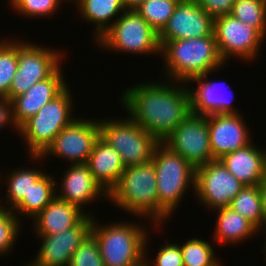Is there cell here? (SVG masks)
Listing matches in <instances>:
<instances>
[{
	"instance_id": "6da1fadb",
	"label": "cell",
	"mask_w": 266,
	"mask_h": 266,
	"mask_svg": "<svg viewBox=\"0 0 266 266\" xmlns=\"http://www.w3.org/2000/svg\"><path fill=\"white\" fill-rule=\"evenodd\" d=\"M164 82L134 84L119 98L127 116L159 142H163L191 114L188 84L171 79Z\"/></svg>"
},
{
	"instance_id": "7a4b0ae2",
	"label": "cell",
	"mask_w": 266,
	"mask_h": 266,
	"mask_svg": "<svg viewBox=\"0 0 266 266\" xmlns=\"http://www.w3.org/2000/svg\"><path fill=\"white\" fill-rule=\"evenodd\" d=\"M108 200L131 216L152 220L156 225L154 229H159L158 226L170 218L158 203L157 177L152 160L125 168L119 182L108 194Z\"/></svg>"
},
{
	"instance_id": "3957f363",
	"label": "cell",
	"mask_w": 266,
	"mask_h": 266,
	"mask_svg": "<svg viewBox=\"0 0 266 266\" xmlns=\"http://www.w3.org/2000/svg\"><path fill=\"white\" fill-rule=\"evenodd\" d=\"M166 79L188 83L192 78L223 67L214 33L210 36L166 41L161 46ZM220 68V69H219Z\"/></svg>"
},
{
	"instance_id": "277c9868",
	"label": "cell",
	"mask_w": 266,
	"mask_h": 266,
	"mask_svg": "<svg viewBox=\"0 0 266 266\" xmlns=\"http://www.w3.org/2000/svg\"><path fill=\"white\" fill-rule=\"evenodd\" d=\"M99 223L94 217L91 234L97 240L104 266H144L149 235L144 224L117 221L103 226Z\"/></svg>"
},
{
	"instance_id": "5b68a950",
	"label": "cell",
	"mask_w": 266,
	"mask_h": 266,
	"mask_svg": "<svg viewBox=\"0 0 266 266\" xmlns=\"http://www.w3.org/2000/svg\"><path fill=\"white\" fill-rule=\"evenodd\" d=\"M152 162L157 177L158 203L172 217L189 187L195 190L196 169L163 142L156 145Z\"/></svg>"
},
{
	"instance_id": "8992f818",
	"label": "cell",
	"mask_w": 266,
	"mask_h": 266,
	"mask_svg": "<svg viewBox=\"0 0 266 266\" xmlns=\"http://www.w3.org/2000/svg\"><path fill=\"white\" fill-rule=\"evenodd\" d=\"M72 108L73 95L68 85L19 128V136L26 142L29 156H41L56 135L75 119Z\"/></svg>"
},
{
	"instance_id": "52a82bcc",
	"label": "cell",
	"mask_w": 266,
	"mask_h": 266,
	"mask_svg": "<svg viewBox=\"0 0 266 266\" xmlns=\"http://www.w3.org/2000/svg\"><path fill=\"white\" fill-rule=\"evenodd\" d=\"M99 48L137 55H159V34L135 10L123 14L98 38Z\"/></svg>"
},
{
	"instance_id": "ba28073f",
	"label": "cell",
	"mask_w": 266,
	"mask_h": 266,
	"mask_svg": "<svg viewBox=\"0 0 266 266\" xmlns=\"http://www.w3.org/2000/svg\"><path fill=\"white\" fill-rule=\"evenodd\" d=\"M99 124L100 137L119 153L125 168L152 160L159 141L130 117L101 118Z\"/></svg>"
},
{
	"instance_id": "9c48e42d",
	"label": "cell",
	"mask_w": 266,
	"mask_h": 266,
	"mask_svg": "<svg viewBox=\"0 0 266 266\" xmlns=\"http://www.w3.org/2000/svg\"><path fill=\"white\" fill-rule=\"evenodd\" d=\"M61 52V53H60ZM62 51H57L18 40V68L12 80L8 99L24 94L37 82L49 78L63 61Z\"/></svg>"
},
{
	"instance_id": "30bf717a",
	"label": "cell",
	"mask_w": 266,
	"mask_h": 266,
	"mask_svg": "<svg viewBox=\"0 0 266 266\" xmlns=\"http://www.w3.org/2000/svg\"><path fill=\"white\" fill-rule=\"evenodd\" d=\"M217 47L222 60L228 62L231 56L235 59L250 62L256 59L266 37L256 28L247 25L231 14L214 18V29ZM230 57V58H229Z\"/></svg>"
},
{
	"instance_id": "8fae6325",
	"label": "cell",
	"mask_w": 266,
	"mask_h": 266,
	"mask_svg": "<svg viewBox=\"0 0 266 266\" xmlns=\"http://www.w3.org/2000/svg\"><path fill=\"white\" fill-rule=\"evenodd\" d=\"M93 120V121H92ZM100 137L99 119L76 118L63 128L52 144L41 156H31V160L41 161L44 157L56 156L67 163H87L96 140Z\"/></svg>"
},
{
	"instance_id": "7c38bea8",
	"label": "cell",
	"mask_w": 266,
	"mask_h": 266,
	"mask_svg": "<svg viewBox=\"0 0 266 266\" xmlns=\"http://www.w3.org/2000/svg\"><path fill=\"white\" fill-rule=\"evenodd\" d=\"M195 169L214 161L210 148L207 116L191 114L163 140Z\"/></svg>"
},
{
	"instance_id": "4fadbf2b",
	"label": "cell",
	"mask_w": 266,
	"mask_h": 266,
	"mask_svg": "<svg viewBox=\"0 0 266 266\" xmlns=\"http://www.w3.org/2000/svg\"><path fill=\"white\" fill-rule=\"evenodd\" d=\"M244 186L219 160H214L196 169L193 192L199 203L213 211L230 206Z\"/></svg>"
},
{
	"instance_id": "5bb4252c",
	"label": "cell",
	"mask_w": 266,
	"mask_h": 266,
	"mask_svg": "<svg viewBox=\"0 0 266 266\" xmlns=\"http://www.w3.org/2000/svg\"><path fill=\"white\" fill-rule=\"evenodd\" d=\"M93 215H86L75 227L59 234L37 235L41 247L34 260L25 266H69L74 251L91 233Z\"/></svg>"
},
{
	"instance_id": "9a60e30c",
	"label": "cell",
	"mask_w": 266,
	"mask_h": 266,
	"mask_svg": "<svg viewBox=\"0 0 266 266\" xmlns=\"http://www.w3.org/2000/svg\"><path fill=\"white\" fill-rule=\"evenodd\" d=\"M214 18L195 0H180L167 25L159 33V43L177 39H191L213 34Z\"/></svg>"
},
{
	"instance_id": "2e32d148",
	"label": "cell",
	"mask_w": 266,
	"mask_h": 266,
	"mask_svg": "<svg viewBox=\"0 0 266 266\" xmlns=\"http://www.w3.org/2000/svg\"><path fill=\"white\" fill-rule=\"evenodd\" d=\"M208 131L213 158L219 160L225 154L249 145L253 139L245 119L238 114H209ZM250 133V134H249Z\"/></svg>"
},
{
	"instance_id": "e0dca14e",
	"label": "cell",
	"mask_w": 266,
	"mask_h": 266,
	"mask_svg": "<svg viewBox=\"0 0 266 266\" xmlns=\"http://www.w3.org/2000/svg\"><path fill=\"white\" fill-rule=\"evenodd\" d=\"M62 177L59 187L56 186V189L60 188L56 197L79 207L86 214L91 215L83 210L86 204L104 197L108 200V193L95 180L86 163L69 164Z\"/></svg>"
},
{
	"instance_id": "ac0fdd59",
	"label": "cell",
	"mask_w": 266,
	"mask_h": 266,
	"mask_svg": "<svg viewBox=\"0 0 266 266\" xmlns=\"http://www.w3.org/2000/svg\"><path fill=\"white\" fill-rule=\"evenodd\" d=\"M61 67L49 78L37 82L24 94L11 100L13 120L18 129L68 86Z\"/></svg>"
},
{
	"instance_id": "d6986e66",
	"label": "cell",
	"mask_w": 266,
	"mask_h": 266,
	"mask_svg": "<svg viewBox=\"0 0 266 266\" xmlns=\"http://www.w3.org/2000/svg\"><path fill=\"white\" fill-rule=\"evenodd\" d=\"M211 74H213V71L202 76L194 77L187 83H197L196 88L188 87L191 99V112L204 116L209 114H238L239 109L237 110L232 104V101L235 100L233 94V100H231V97H228L229 95L227 96L228 92L225 91V85L227 83L222 81L217 83L216 81L207 80V77ZM221 85L224 87V91L227 92L226 94L223 92Z\"/></svg>"
},
{
	"instance_id": "ffe728a7",
	"label": "cell",
	"mask_w": 266,
	"mask_h": 266,
	"mask_svg": "<svg viewBox=\"0 0 266 266\" xmlns=\"http://www.w3.org/2000/svg\"><path fill=\"white\" fill-rule=\"evenodd\" d=\"M219 161L245 186L259 185L266 175V148L251 142L244 148L225 154Z\"/></svg>"
},
{
	"instance_id": "44dd1931",
	"label": "cell",
	"mask_w": 266,
	"mask_h": 266,
	"mask_svg": "<svg viewBox=\"0 0 266 266\" xmlns=\"http://www.w3.org/2000/svg\"><path fill=\"white\" fill-rule=\"evenodd\" d=\"M86 215L79 207L55 197L31 220L36 235H52L75 227Z\"/></svg>"
},
{
	"instance_id": "7402d4cb",
	"label": "cell",
	"mask_w": 266,
	"mask_h": 266,
	"mask_svg": "<svg viewBox=\"0 0 266 266\" xmlns=\"http://www.w3.org/2000/svg\"><path fill=\"white\" fill-rule=\"evenodd\" d=\"M86 164L95 180L108 194L125 170L119 153L101 137L96 140Z\"/></svg>"
},
{
	"instance_id": "603a6c76",
	"label": "cell",
	"mask_w": 266,
	"mask_h": 266,
	"mask_svg": "<svg viewBox=\"0 0 266 266\" xmlns=\"http://www.w3.org/2000/svg\"><path fill=\"white\" fill-rule=\"evenodd\" d=\"M214 211L217 212V220L213 243L216 242V244L224 246L226 244L236 245V243L248 240L249 237L252 238L254 235L260 234V231L251 222L229 206Z\"/></svg>"
},
{
	"instance_id": "cb8c5ba5",
	"label": "cell",
	"mask_w": 266,
	"mask_h": 266,
	"mask_svg": "<svg viewBox=\"0 0 266 266\" xmlns=\"http://www.w3.org/2000/svg\"><path fill=\"white\" fill-rule=\"evenodd\" d=\"M71 2L75 3L74 6L79 9L83 20L95 24L93 26L95 43L126 10L122 0H71Z\"/></svg>"
},
{
	"instance_id": "d4e9b609",
	"label": "cell",
	"mask_w": 266,
	"mask_h": 266,
	"mask_svg": "<svg viewBox=\"0 0 266 266\" xmlns=\"http://www.w3.org/2000/svg\"><path fill=\"white\" fill-rule=\"evenodd\" d=\"M56 178L46 172L32 185L28 194L12 209L18 216L33 219L56 197ZM28 216V217H27Z\"/></svg>"
},
{
	"instance_id": "484cf974",
	"label": "cell",
	"mask_w": 266,
	"mask_h": 266,
	"mask_svg": "<svg viewBox=\"0 0 266 266\" xmlns=\"http://www.w3.org/2000/svg\"><path fill=\"white\" fill-rule=\"evenodd\" d=\"M229 207L251 222L260 233L264 231L265 219L259 185L244 186Z\"/></svg>"
},
{
	"instance_id": "4316f807",
	"label": "cell",
	"mask_w": 266,
	"mask_h": 266,
	"mask_svg": "<svg viewBox=\"0 0 266 266\" xmlns=\"http://www.w3.org/2000/svg\"><path fill=\"white\" fill-rule=\"evenodd\" d=\"M45 173L31 168H17L13 169L12 172L6 175L5 181L7 186L6 192V203L7 206L12 210L22 198L28 194L32 185Z\"/></svg>"
},
{
	"instance_id": "83f0119b",
	"label": "cell",
	"mask_w": 266,
	"mask_h": 266,
	"mask_svg": "<svg viewBox=\"0 0 266 266\" xmlns=\"http://www.w3.org/2000/svg\"><path fill=\"white\" fill-rule=\"evenodd\" d=\"M181 244L184 266H221L210 242L193 237Z\"/></svg>"
},
{
	"instance_id": "f1b7e54d",
	"label": "cell",
	"mask_w": 266,
	"mask_h": 266,
	"mask_svg": "<svg viewBox=\"0 0 266 266\" xmlns=\"http://www.w3.org/2000/svg\"><path fill=\"white\" fill-rule=\"evenodd\" d=\"M6 39L0 40V96L8 98L18 68V38Z\"/></svg>"
},
{
	"instance_id": "f546056e",
	"label": "cell",
	"mask_w": 266,
	"mask_h": 266,
	"mask_svg": "<svg viewBox=\"0 0 266 266\" xmlns=\"http://www.w3.org/2000/svg\"><path fill=\"white\" fill-rule=\"evenodd\" d=\"M180 0H145L135 10L159 34Z\"/></svg>"
},
{
	"instance_id": "4dcf8cb0",
	"label": "cell",
	"mask_w": 266,
	"mask_h": 266,
	"mask_svg": "<svg viewBox=\"0 0 266 266\" xmlns=\"http://www.w3.org/2000/svg\"><path fill=\"white\" fill-rule=\"evenodd\" d=\"M231 15L266 36V0H235Z\"/></svg>"
},
{
	"instance_id": "1f68e13d",
	"label": "cell",
	"mask_w": 266,
	"mask_h": 266,
	"mask_svg": "<svg viewBox=\"0 0 266 266\" xmlns=\"http://www.w3.org/2000/svg\"><path fill=\"white\" fill-rule=\"evenodd\" d=\"M19 218L10 209L0 211V256L13 250L22 227L21 218Z\"/></svg>"
},
{
	"instance_id": "d6a6232c",
	"label": "cell",
	"mask_w": 266,
	"mask_h": 266,
	"mask_svg": "<svg viewBox=\"0 0 266 266\" xmlns=\"http://www.w3.org/2000/svg\"><path fill=\"white\" fill-rule=\"evenodd\" d=\"M64 0H15L10 7L27 18L53 16Z\"/></svg>"
},
{
	"instance_id": "836d02e7",
	"label": "cell",
	"mask_w": 266,
	"mask_h": 266,
	"mask_svg": "<svg viewBox=\"0 0 266 266\" xmlns=\"http://www.w3.org/2000/svg\"><path fill=\"white\" fill-rule=\"evenodd\" d=\"M69 266H104L97 240L91 233L74 251Z\"/></svg>"
},
{
	"instance_id": "e575fe53",
	"label": "cell",
	"mask_w": 266,
	"mask_h": 266,
	"mask_svg": "<svg viewBox=\"0 0 266 266\" xmlns=\"http://www.w3.org/2000/svg\"><path fill=\"white\" fill-rule=\"evenodd\" d=\"M149 236L145 242V260L144 266H184L183 257L181 253V248L179 243H166L160 246L158 253H156V258L152 261L150 258L148 260V240ZM147 246V247H146Z\"/></svg>"
},
{
	"instance_id": "d590c367",
	"label": "cell",
	"mask_w": 266,
	"mask_h": 266,
	"mask_svg": "<svg viewBox=\"0 0 266 266\" xmlns=\"http://www.w3.org/2000/svg\"><path fill=\"white\" fill-rule=\"evenodd\" d=\"M213 18L232 13L235 0H195Z\"/></svg>"
},
{
	"instance_id": "8d00e7d4",
	"label": "cell",
	"mask_w": 266,
	"mask_h": 266,
	"mask_svg": "<svg viewBox=\"0 0 266 266\" xmlns=\"http://www.w3.org/2000/svg\"><path fill=\"white\" fill-rule=\"evenodd\" d=\"M7 125H13V129L16 130V132H19V129L16 127L13 120L11 100L7 97L0 96V129L7 127Z\"/></svg>"
},
{
	"instance_id": "74e56055",
	"label": "cell",
	"mask_w": 266,
	"mask_h": 266,
	"mask_svg": "<svg viewBox=\"0 0 266 266\" xmlns=\"http://www.w3.org/2000/svg\"><path fill=\"white\" fill-rule=\"evenodd\" d=\"M259 187L261 192L262 209H263L265 228H266V175L263 181L259 184Z\"/></svg>"
},
{
	"instance_id": "f35d334b",
	"label": "cell",
	"mask_w": 266,
	"mask_h": 266,
	"mask_svg": "<svg viewBox=\"0 0 266 266\" xmlns=\"http://www.w3.org/2000/svg\"><path fill=\"white\" fill-rule=\"evenodd\" d=\"M145 0H122V3L126 9H135Z\"/></svg>"
},
{
	"instance_id": "ab89813d",
	"label": "cell",
	"mask_w": 266,
	"mask_h": 266,
	"mask_svg": "<svg viewBox=\"0 0 266 266\" xmlns=\"http://www.w3.org/2000/svg\"><path fill=\"white\" fill-rule=\"evenodd\" d=\"M264 230H265V231H264V232H265V233H264V234H265V243H264V246H263V247H264V249H265V250H264V253H265L264 256H266V228H265ZM265 259H266V257H265ZM265 261H266V260H265Z\"/></svg>"
},
{
	"instance_id": "60d3db41",
	"label": "cell",
	"mask_w": 266,
	"mask_h": 266,
	"mask_svg": "<svg viewBox=\"0 0 266 266\" xmlns=\"http://www.w3.org/2000/svg\"><path fill=\"white\" fill-rule=\"evenodd\" d=\"M2 201H0V211L2 209H9L7 206H5V204L1 203ZM2 204V205H1Z\"/></svg>"
},
{
	"instance_id": "b9f144b4",
	"label": "cell",
	"mask_w": 266,
	"mask_h": 266,
	"mask_svg": "<svg viewBox=\"0 0 266 266\" xmlns=\"http://www.w3.org/2000/svg\"><path fill=\"white\" fill-rule=\"evenodd\" d=\"M15 0H10L9 2H10V4L9 5H11L13 2H14Z\"/></svg>"
}]
</instances>
